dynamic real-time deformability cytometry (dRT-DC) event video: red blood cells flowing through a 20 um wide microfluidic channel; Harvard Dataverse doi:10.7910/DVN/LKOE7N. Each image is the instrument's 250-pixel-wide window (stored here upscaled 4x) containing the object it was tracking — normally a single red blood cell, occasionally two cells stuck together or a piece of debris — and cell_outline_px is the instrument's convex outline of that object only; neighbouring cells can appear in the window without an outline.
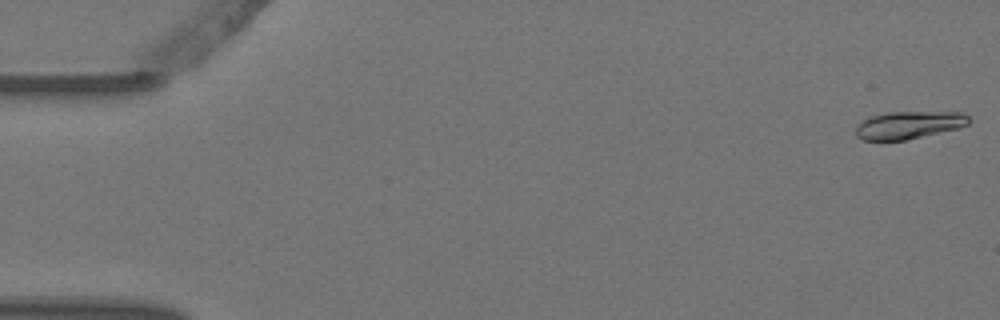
{"species": "Egyptian fruit bat (a non-hibernating species)", "species_latin": "Rousettus aegyptiacus", "temperature_condition": "warm", "stored_images_in_passage": 4, "camera_frame_rate_fps": 3000, "um_per_image_px": 0.085, "animal": {"sex": "female"}, "frame": {"image": 1, "passage_image": 1, "time_ms": 0.0, "image_size_px": [1000, 320], "cell_outline_px": [[972, 120], [968, 124], [956, 128], [904, 140], [864, 140], [856, 136], [856, 124], [860, 120], [868, 116], [884, 112], [964, 112]], "centroid_in_image_um": [77.19, 10.6], "position_along_channel_um": 7.8, "area_um2": 18.26}}